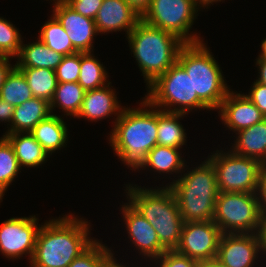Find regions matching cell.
<instances>
[{"instance_id":"cell-1","label":"cell","mask_w":266,"mask_h":267,"mask_svg":"<svg viewBox=\"0 0 266 267\" xmlns=\"http://www.w3.org/2000/svg\"><path fill=\"white\" fill-rule=\"evenodd\" d=\"M88 221L72 214L44 223L37 235L30 267H68L95 240Z\"/></svg>"},{"instance_id":"cell-2","label":"cell","mask_w":266,"mask_h":267,"mask_svg":"<svg viewBox=\"0 0 266 267\" xmlns=\"http://www.w3.org/2000/svg\"><path fill=\"white\" fill-rule=\"evenodd\" d=\"M140 104L143 108L124 107L109 134L110 146L131 170H136L157 145L158 109L144 98Z\"/></svg>"},{"instance_id":"cell-3","label":"cell","mask_w":266,"mask_h":267,"mask_svg":"<svg viewBox=\"0 0 266 267\" xmlns=\"http://www.w3.org/2000/svg\"><path fill=\"white\" fill-rule=\"evenodd\" d=\"M127 36L131 52L148 86L177 62L179 51L186 44L175 34L142 19Z\"/></svg>"},{"instance_id":"cell-4","label":"cell","mask_w":266,"mask_h":267,"mask_svg":"<svg viewBox=\"0 0 266 267\" xmlns=\"http://www.w3.org/2000/svg\"><path fill=\"white\" fill-rule=\"evenodd\" d=\"M126 187L128 202L152 225L160 243L167 250H175L184 221L172 189L168 185L157 189L132 184Z\"/></svg>"},{"instance_id":"cell-5","label":"cell","mask_w":266,"mask_h":267,"mask_svg":"<svg viewBox=\"0 0 266 267\" xmlns=\"http://www.w3.org/2000/svg\"><path fill=\"white\" fill-rule=\"evenodd\" d=\"M168 184L172 189L184 222L210 221L215 214L218 197L216 172L206 159Z\"/></svg>"},{"instance_id":"cell-6","label":"cell","mask_w":266,"mask_h":267,"mask_svg":"<svg viewBox=\"0 0 266 267\" xmlns=\"http://www.w3.org/2000/svg\"><path fill=\"white\" fill-rule=\"evenodd\" d=\"M177 62L191 77L193 93H197L198 98L210 110H218L231 89L204 41L186 43L179 51Z\"/></svg>"},{"instance_id":"cell-7","label":"cell","mask_w":266,"mask_h":267,"mask_svg":"<svg viewBox=\"0 0 266 267\" xmlns=\"http://www.w3.org/2000/svg\"><path fill=\"white\" fill-rule=\"evenodd\" d=\"M147 88L148 92L144 99L151 106L161 108L162 111L186 114L196 108L210 111L198 98L197 93H193L191 77L178 62L173 64Z\"/></svg>"},{"instance_id":"cell-8","label":"cell","mask_w":266,"mask_h":267,"mask_svg":"<svg viewBox=\"0 0 266 267\" xmlns=\"http://www.w3.org/2000/svg\"><path fill=\"white\" fill-rule=\"evenodd\" d=\"M260 215L256 193L219 192L213 222L222 233H258Z\"/></svg>"},{"instance_id":"cell-9","label":"cell","mask_w":266,"mask_h":267,"mask_svg":"<svg viewBox=\"0 0 266 267\" xmlns=\"http://www.w3.org/2000/svg\"><path fill=\"white\" fill-rule=\"evenodd\" d=\"M215 152L207 160L216 172L219 192L256 193L264 165L257 159L237 155L231 150L227 153L222 150Z\"/></svg>"},{"instance_id":"cell-10","label":"cell","mask_w":266,"mask_h":267,"mask_svg":"<svg viewBox=\"0 0 266 267\" xmlns=\"http://www.w3.org/2000/svg\"><path fill=\"white\" fill-rule=\"evenodd\" d=\"M199 6L193 0H151L141 19L154 27L175 34L185 43H198L203 40L195 33L189 32Z\"/></svg>"},{"instance_id":"cell-11","label":"cell","mask_w":266,"mask_h":267,"mask_svg":"<svg viewBox=\"0 0 266 267\" xmlns=\"http://www.w3.org/2000/svg\"><path fill=\"white\" fill-rule=\"evenodd\" d=\"M222 231L213 222H184L180 241L175 251L200 264L216 258Z\"/></svg>"},{"instance_id":"cell-12","label":"cell","mask_w":266,"mask_h":267,"mask_svg":"<svg viewBox=\"0 0 266 267\" xmlns=\"http://www.w3.org/2000/svg\"><path fill=\"white\" fill-rule=\"evenodd\" d=\"M36 216L12 217L0 225V252L8 259H20L29 256L31 261L38 232L42 225H38Z\"/></svg>"},{"instance_id":"cell-13","label":"cell","mask_w":266,"mask_h":267,"mask_svg":"<svg viewBox=\"0 0 266 267\" xmlns=\"http://www.w3.org/2000/svg\"><path fill=\"white\" fill-rule=\"evenodd\" d=\"M260 251L258 233H223L215 261L224 267H253Z\"/></svg>"},{"instance_id":"cell-14","label":"cell","mask_w":266,"mask_h":267,"mask_svg":"<svg viewBox=\"0 0 266 267\" xmlns=\"http://www.w3.org/2000/svg\"><path fill=\"white\" fill-rule=\"evenodd\" d=\"M129 239L139 254L156 262L167 249L160 243L157 232L146 218L130 203L121 207Z\"/></svg>"},{"instance_id":"cell-15","label":"cell","mask_w":266,"mask_h":267,"mask_svg":"<svg viewBox=\"0 0 266 267\" xmlns=\"http://www.w3.org/2000/svg\"><path fill=\"white\" fill-rule=\"evenodd\" d=\"M52 15L67 30L69 39L78 52L93 51V40L98 35L93 19L77 13L65 1L54 5Z\"/></svg>"},{"instance_id":"cell-16","label":"cell","mask_w":266,"mask_h":267,"mask_svg":"<svg viewBox=\"0 0 266 267\" xmlns=\"http://www.w3.org/2000/svg\"><path fill=\"white\" fill-rule=\"evenodd\" d=\"M218 110L222 123L234 133L265 119L260 110L244 93L229 91Z\"/></svg>"},{"instance_id":"cell-17","label":"cell","mask_w":266,"mask_h":267,"mask_svg":"<svg viewBox=\"0 0 266 267\" xmlns=\"http://www.w3.org/2000/svg\"><path fill=\"white\" fill-rule=\"evenodd\" d=\"M140 19L126 0H103L94 21L98 34L124 30L128 35Z\"/></svg>"},{"instance_id":"cell-18","label":"cell","mask_w":266,"mask_h":267,"mask_svg":"<svg viewBox=\"0 0 266 267\" xmlns=\"http://www.w3.org/2000/svg\"><path fill=\"white\" fill-rule=\"evenodd\" d=\"M110 84L111 82L103 87L86 91L80 112L76 118L84 117L95 122L115 114L116 121L124 107L119 104L115 94L116 91L114 92L110 88Z\"/></svg>"},{"instance_id":"cell-19","label":"cell","mask_w":266,"mask_h":267,"mask_svg":"<svg viewBox=\"0 0 266 267\" xmlns=\"http://www.w3.org/2000/svg\"><path fill=\"white\" fill-rule=\"evenodd\" d=\"M51 114L50 103L47 100L33 97L15 107L11 127L4 134L31 132L40 121Z\"/></svg>"},{"instance_id":"cell-20","label":"cell","mask_w":266,"mask_h":267,"mask_svg":"<svg viewBox=\"0 0 266 267\" xmlns=\"http://www.w3.org/2000/svg\"><path fill=\"white\" fill-rule=\"evenodd\" d=\"M231 151L237 155L254 158L266 165V118L236 133Z\"/></svg>"},{"instance_id":"cell-21","label":"cell","mask_w":266,"mask_h":267,"mask_svg":"<svg viewBox=\"0 0 266 267\" xmlns=\"http://www.w3.org/2000/svg\"><path fill=\"white\" fill-rule=\"evenodd\" d=\"M67 132L68 129L63 118L56 114H51L45 120L40 121L30 133L50 156L56 150L67 145Z\"/></svg>"},{"instance_id":"cell-22","label":"cell","mask_w":266,"mask_h":267,"mask_svg":"<svg viewBox=\"0 0 266 267\" xmlns=\"http://www.w3.org/2000/svg\"><path fill=\"white\" fill-rule=\"evenodd\" d=\"M4 136L13 147L20 168L37 167L50 157L30 133H12Z\"/></svg>"},{"instance_id":"cell-23","label":"cell","mask_w":266,"mask_h":267,"mask_svg":"<svg viewBox=\"0 0 266 267\" xmlns=\"http://www.w3.org/2000/svg\"><path fill=\"white\" fill-rule=\"evenodd\" d=\"M64 55L45 45L39 38L38 41L23 44L20 47L16 67L48 68L55 70L62 61Z\"/></svg>"},{"instance_id":"cell-24","label":"cell","mask_w":266,"mask_h":267,"mask_svg":"<svg viewBox=\"0 0 266 267\" xmlns=\"http://www.w3.org/2000/svg\"><path fill=\"white\" fill-rule=\"evenodd\" d=\"M186 113L167 112L158 109L157 145L181 149L186 141V132L178 121Z\"/></svg>"},{"instance_id":"cell-25","label":"cell","mask_w":266,"mask_h":267,"mask_svg":"<svg viewBox=\"0 0 266 267\" xmlns=\"http://www.w3.org/2000/svg\"><path fill=\"white\" fill-rule=\"evenodd\" d=\"M179 150L178 148L156 145L147 153L145 160L137 168V171L140 168L151 167L155 172L158 171L160 174H180L187 165H185V159L183 160L181 158L182 156L180 155L182 153Z\"/></svg>"},{"instance_id":"cell-26","label":"cell","mask_w":266,"mask_h":267,"mask_svg":"<svg viewBox=\"0 0 266 267\" xmlns=\"http://www.w3.org/2000/svg\"><path fill=\"white\" fill-rule=\"evenodd\" d=\"M86 91L78 82L58 83L53 98L50 101V110L53 113L56 106L62 109L67 116L77 117L80 112Z\"/></svg>"},{"instance_id":"cell-27","label":"cell","mask_w":266,"mask_h":267,"mask_svg":"<svg viewBox=\"0 0 266 267\" xmlns=\"http://www.w3.org/2000/svg\"><path fill=\"white\" fill-rule=\"evenodd\" d=\"M17 68L23 73L33 96L47 100L50 103L58 84L55 70L32 67Z\"/></svg>"},{"instance_id":"cell-28","label":"cell","mask_w":266,"mask_h":267,"mask_svg":"<svg viewBox=\"0 0 266 267\" xmlns=\"http://www.w3.org/2000/svg\"><path fill=\"white\" fill-rule=\"evenodd\" d=\"M106 67L92 52H80V72L78 83L85 91L97 89L110 83Z\"/></svg>"},{"instance_id":"cell-29","label":"cell","mask_w":266,"mask_h":267,"mask_svg":"<svg viewBox=\"0 0 266 267\" xmlns=\"http://www.w3.org/2000/svg\"><path fill=\"white\" fill-rule=\"evenodd\" d=\"M33 97L23 73L14 66L1 86L0 99L16 107Z\"/></svg>"},{"instance_id":"cell-30","label":"cell","mask_w":266,"mask_h":267,"mask_svg":"<svg viewBox=\"0 0 266 267\" xmlns=\"http://www.w3.org/2000/svg\"><path fill=\"white\" fill-rule=\"evenodd\" d=\"M47 47L61 53L62 55H70L78 52L72 45L67 30L52 15L41 27L38 37Z\"/></svg>"},{"instance_id":"cell-31","label":"cell","mask_w":266,"mask_h":267,"mask_svg":"<svg viewBox=\"0 0 266 267\" xmlns=\"http://www.w3.org/2000/svg\"><path fill=\"white\" fill-rule=\"evenodd\" d=\"M20 166L15 156L13 147L3 136L0 138V202L7 188L18 176Z\"/></svg>"},{"instance_id":"cell-32","label":"cell","mask_w":266,"mask_h":267,"mask_svg":"<svg viewBox=\"0 0 266 267\" xmlns=\"http://www.w3.org/2000/svg\"><path fill=\"white\" fill-rule=\"evenodd\" d=\"M19 30L10 21L0 17V55L15 58L22 40Z\"/></svg>"},{"instance_id":"cell-33","label":"cell","mask_w":266,"mask_h":267,"mask_svg":"<svg viewBox=\"0 0 266 267\" xmlns=\"http://www.w3.org/2000/svg\"><path fill=\"white\" fill-rule=\"evenodd\" d=\"M111 250L95 239L68 267H101L104 260L112 253Z\"/></svg>"},{"instance_id":"cell-34","label":"cell","mask_w":266,"mask_h":267,"mask_svg":"<svg viewBox=\"0 0 266 267\" xmlns=\"http://www.w3.org/2000/svg\"><path fill=\"white\" fill-rule=\"evenodd\" d=\"M80 72V52L65 55L55 69L58 83L78 82Z\"/></svg>"},{"instance_id":"cell-35","label":"cell","mask_w":266,"mask_h":267,"mask_svg":"<svg viewBox=\"0 0 266 267\" xmlns=\"http://www.w3.org/2000/svg\"><path fill=\"white\" fill-rule=\"evenodd\" d=\"M160 266L157 267H200L201 264L188 256H184L175 250H166L160 257L156 258Z\"/></svg>"},{"instance_id":"cell-36","label":"cell","mask_w":266,"mask_h":267,"mask_svg":"<svg viewBox=\"0 0 266 267\" xmlns=\"http://www.w3.org/2000/svg\"><path fill=\"white\" fill-rule=\"evenodd\" d=\"M77 13L95 19L103 0H65Z\"/></svg>"},{"instance_id":"cell-37","label":"cell","mask_w":266,"mask_h":267,"mask_svg":"<svg viewBox=\"0 0 266 267\" xmlns=\"http://www.w3.org/2000/svg\"><path fill=\"white\" fill-rule=\"evenodd\" d=\"M246 96L266 118V85L254 81Z\"/></svg>"},{"instance_id":"cell-38","label":"cell","mask_w":266,"mask_h":267,"mask_svg":"<svg viewBox=\"0 0 266 267\" xmlns=\"http://www.w3.org/2000/svg\"><path fill=\"white\" fill-rule=\"evenodd\" d=\"M256 196L260 214L266 213V165L259 174Z\"/></svg>"},{"instance_id":"cell-39","label":"cell","mask_w":266,"mask_h":267,"mask_svg":"<svg viewBox=\"0 0 266 267\" xmlns=\"http://www.w3.org/2000/svg\"><path fill=\"white\" fill-rule=\"evenodd\" d=\"M15 111V106L7 103L5 100L0 99V121L8 122L11 127V121L13 119V114Z\"/></svg>"},{"instance_id":"cell-40","label":"cell","mask_w":266,"mask_h":267,"mask_svg":"<svg viewBox=\"0 0 266 267\" xmlns=\"http://www.w3.org/2000/svg\"><path fill=\"white\" fill-rule=\"evenodd\" d=\"M9 59L10 57L8 56L0 55V89L5 81L7 74L15 66V65L12 66L10 64Z\"/></svg>"},{"instance_id":"cell-41","label":"cell","mask_w":266,"mask_h":267,"mask_svg":"<svg viewBox=\"0 0 266 267\" xmlns=\"http://www.w3.org/2000/svg\"><path fill=\"white\" fill-rule=\"evenodd\" d=\"M131 7L142 16L144 12L149 8L151 0H126Z\"/></svg>"},{"instance_id":"cell-42","label":"cell","mask_w":266,"mask_h":267,"mask_svg":"<svg viewBox=\"0 0 266 267\" xmlns=\"http://www.w3.org/2000/svg\"><path fill=\"white\" fill-rule=\"evenodd\" d=\"M258 235L264 252L263 254L266 255V213L260 215V228Z\"/></svg>"},{"instance_id":"cell-43","label":"cell","mask_w":266,"mask_h":267,"mask_svg":"<svg viewBox=\"0 0 266 267\" xmlns=\"http://www.w3.org/2000/svg\"><path fill=\"white\" fill-rule=\"evenodd\" d=\"M256 65L259 68V77L256 82L266 85V58L258 57L256 59Z\"/></svg>"},{"instance_id":"cell-44","label":"cell","mask_w":266,"mask_h":267,"mask_svg":"<svg viewBox=\"0 0 266 267\" xmlns=\"http://www.w3.org/2000/svg\"><path fill=\"white\" fill-rule=\"evenodd\" d=\"M127 265H122L117 262L114 258V253H111L102 263L101 267H126ZM128 267V266H127Z\"/></svg>"},{"instance_id":"cell-45","label":"cell","mask_w":266,"mask_h":267,"mask_svg":"<svg viewBox=\"0 0 266 267\" xmlns=\"http://www.w3.org/2000/svg\"><path fill=\"white\" fill-rule=\"evenodd\" d=\"M200 267H224V266L220 265L217 261L213 260V261H209V262L201 264Z\"/></svg>"},{"instance_id":"cell-46","label":"cell","mask_w":266,"mask_h":267,"mask_svg":"<svg viewBox=\"0 0 266 267\" xmlns=\"http://www.w3.org/2000/svg\"><path fill=\"white\" fill-rule=\"evenodd\" d=\"M258 57L266 58V38L261 42V53Z\"/></svg>"},{"instance_id":"cell-47","label":"cell","mask_w":266,"mask_h":267,"mask_svg":"<svg viewBox=\"0 0 266 267\" xmlns=\"http://www.w3.org/2000/svg\"><path fill=\"white\" fill-rule=\"evenodd\" d=\"M221 2V1H223V0H201V6L200 7H204V9H205V7L206 8H208V6L210 5V4H212V3H216V2Z\"/></svg>"},{"instance_id":"cell-48","label":"cell","mask_w":266,"mask_h":267,"mask_svg":"<svg viewBox=\"0 0 266 267\" xmlns=\"http://www.w3.org/2000/svg\"><path fill=\"white\" fill-rule=\"evenodd\" d=\"M53 1H54L53 5H56V4H58V3H60V2H63V1H65V0H53Z\"/></svg>"},{"instance_id":"cell-49","label":"cell","mask_w":266,"mask_h":267,"mask_svg":"<svg viewBox=\"0 0 266 267\" xmlns=\"http://www.w3.org/2000/svg\"><path fill=\"white\" fill-rule=\"evenodd\" d=\"M195 1L198 5H201V0H193Z\"/></svg>"}]
</instances>
